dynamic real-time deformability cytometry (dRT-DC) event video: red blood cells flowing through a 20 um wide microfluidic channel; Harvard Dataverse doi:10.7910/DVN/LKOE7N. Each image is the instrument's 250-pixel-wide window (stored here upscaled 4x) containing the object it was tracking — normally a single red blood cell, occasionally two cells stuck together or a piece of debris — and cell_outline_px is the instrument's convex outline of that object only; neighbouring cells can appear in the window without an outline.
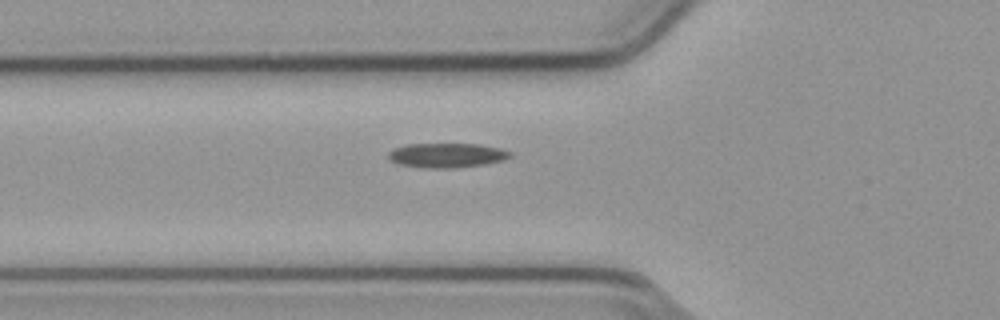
{"species": "common noctule bat (a hibernating species)", "species_latin": "Nyctalus noctula", "temperature_condition": "cold", "stored_images_in_passage": 32, "camera_frame_rate_fps": 3000, "um_per_image_px": 0.085, "animal": {"sex": "male", "body_mass_g": 23.1, "forearm_length_mm": 52.7}, "frame": {"image": 1, "passage_image": 2, "time_ms": 0.333, "image_size_px": [1000, 320], "cell_outline_px": [[512, 156], [504, 160], [484, 164], [456, 168], [432, 168], [400, 164], [392, 160], [388, 156], [388, 152], [396, 148], [408, 144], [480, 144], [500, 148], [512, 152]], "centroid_in_image_um": [38.05, 13.19], "position_along_channel_um": 87.8, "area_um2": 17.22}}
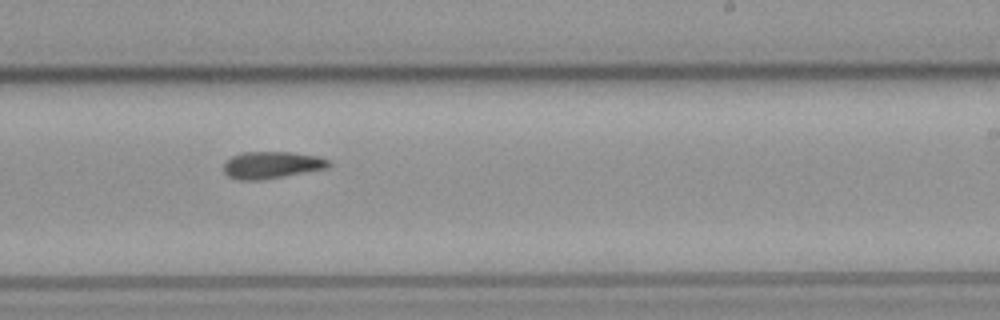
{"frame": {"image": 2, "passage_image": 16, "time_ms": 5.0, "image_size_px": [1000, 320], "cell_outline_px": [[332, 164], [328, 168], [284, 176], [260, 180], [240, 180], [228, 176], [224, 172], [224, 164], [232, 156], [244, 152], [292, 152], [320, 156], [328, 160]], "centroid_in_image_um": [23.13, 14.02], "position_along_channel_um": 265.9, "area_um2": 16.53}}
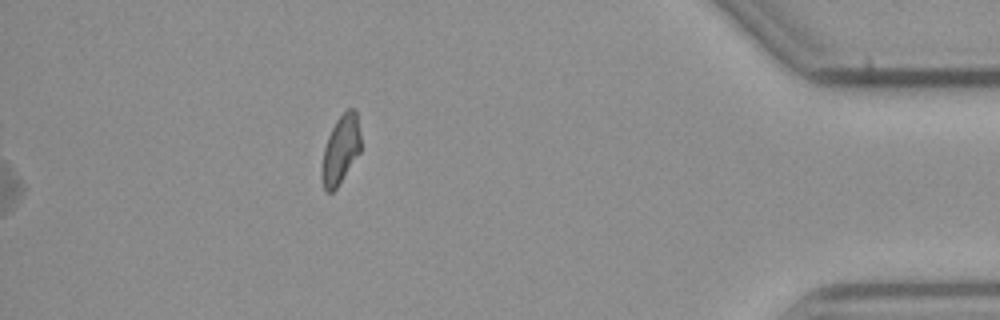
{"frame": {"image": 3, "passage_image": 31, "time_ms": 10.0, "image_size_px": [1000, 320], "cell_outline_px": [[360, 152], [336, 188], [332, 192], [328, 192], [324, 188], [320, 176], [320, 168], [324, 148], [328, 136], [336, 120], [348, 108], [356, 108], [360, 132]], "centroid_in_image_um": [28.94, 12.71], "position_along_channel_um": 406.3, "area_um2": 15.61}}